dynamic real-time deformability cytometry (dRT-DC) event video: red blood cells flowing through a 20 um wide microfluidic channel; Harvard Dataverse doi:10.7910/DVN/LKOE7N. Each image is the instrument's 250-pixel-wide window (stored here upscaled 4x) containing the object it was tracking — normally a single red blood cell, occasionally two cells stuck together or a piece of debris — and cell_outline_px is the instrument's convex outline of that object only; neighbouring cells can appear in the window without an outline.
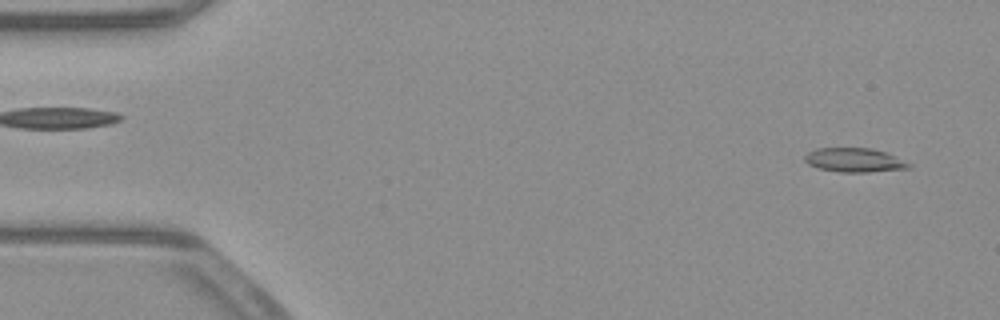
{"species": "common noctule bat (a hibernating species)", "species_latin": "Nyctalus noctula", "temperature_condition": "warm", "stored_images_in_passage": 53, "camera_frame_rate_fps": 3000, "um_per_image_px": 0.085, "animal": {"sex": "male", "body_mass_g": 23.1, "forearm_length_mm": 52.7}, "frame": {"image": 1, "passage_image": 3, "time_ms": 0.667, "image_size_px": [1000, 320], "cell_outline_px": [[912, 168], [868, 172], [840, 172], [816, 168], [808, 164], [804, 160], [804, 156], [808, 152], [816, 148], [872, 148], [884, 152], [912, 164]], "centroid_in_image_um": [72.59, 13.61], "position_along_channel_um": 12.4, "area_um2": 14.62}}
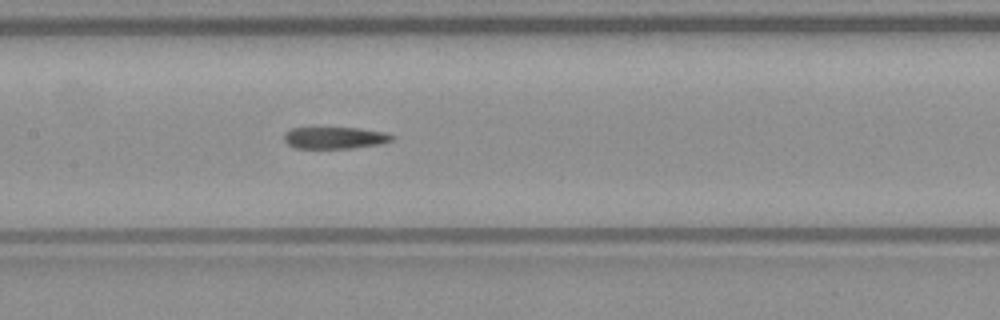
{"frame": {"image": 2, "passage_image": 25, "time_ms": 8.0, "image_size_px": [1000, 320], "cell_outline_px": [[396, 136], [392, 140], [384, 144], [352, 148], [296, 148], [288, 144], [284, 140], [284, 132], [292, 128], [360, 128], [388, 132]], "centroid_in_image_um": [28.53, 11.71], "position_along_channel_um": 178.9, "area_um2": 13.93}}
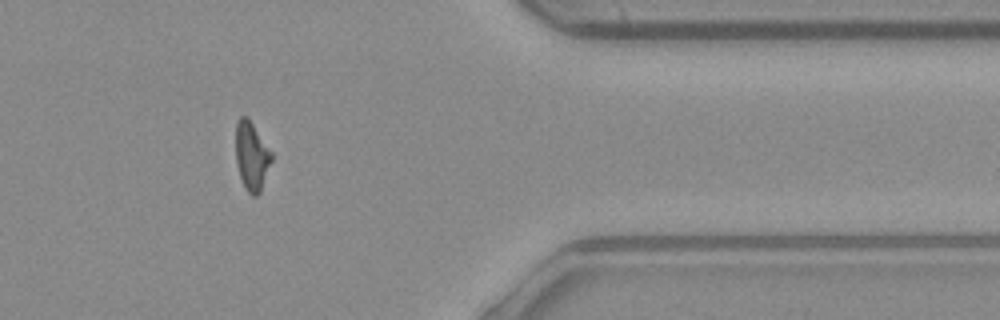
{"frame": {"image": 3, "passage_image": 43, "time_ms": 14.0, "image_size_px": [1000, 320], "cell_outline_px": [[272, 160], [260, 192], [256, 196], [252, 196], [248, 192], [240, 176], [236, 160], [236, 120], [240, 116], [248, 116], [272, 152]], "centroid_in_image_um": [21.39, 13.22], "position_along_channel_um": 390.0, "area_um2": 14.28}}